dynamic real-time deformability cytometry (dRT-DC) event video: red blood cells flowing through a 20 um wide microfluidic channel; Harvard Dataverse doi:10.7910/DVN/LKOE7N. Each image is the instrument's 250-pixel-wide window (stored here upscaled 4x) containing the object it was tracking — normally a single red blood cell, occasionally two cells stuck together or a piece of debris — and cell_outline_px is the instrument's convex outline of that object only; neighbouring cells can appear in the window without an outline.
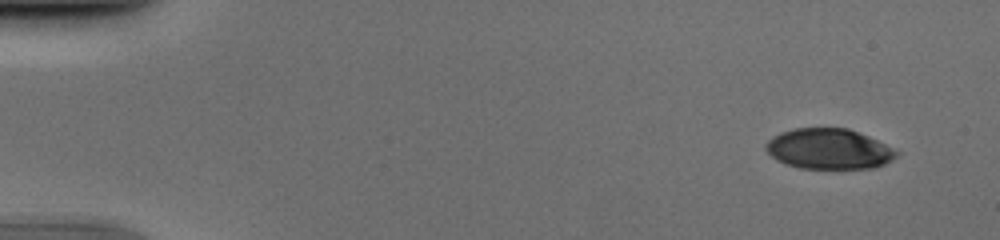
{"species": "human", "species_latin": "Homo sapiens", "temperature_condition": "cold", "stored_images_in_passage": 53, "camera_frame_rate_fps": 3000, "um_per_image_px": 0.085, "donor": {"sex": "male"}, "frame": {"image": 1, "passage_image": 4, "time_ms": 1.0, "image_size_px": [1000, 240], "cell_outline_px": [[900, 152], [892, 160], [876, 168], [800, 168], [784, 164], [776, 160], [764, 148], [764, 144], [772, 136], [780, 132], [792, 128], [848, 128], [868, 136]], "centroid_in_image_um": [70.41, 12.66], "position_along_channel_um": 14.6, "area_um2": 30.87}}
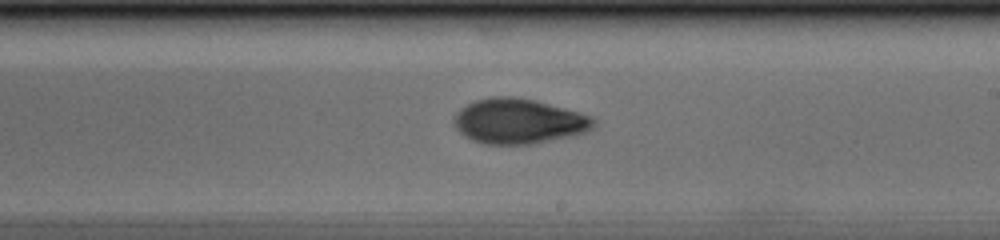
{"frame": {"image": 2, "passage_image": 32, "time_ms": 10.333, "image_size_px": [1000, 240], "cell_outline_px": [[596, 124], [588, 132], [572, 136], [532, 144], [484, 144], [472, 140], [464, 136], [456, 128], [452, 120], [456, 112], [460, 108], [476, 100], [492, 96], [512, 96], [536, 100], [580, 112], [592, 116], [596, 120]], "centroid_in_image_um": [44.1, 10.3], "position_along_channel_um": 244.9, "area_um2": 37.05}}
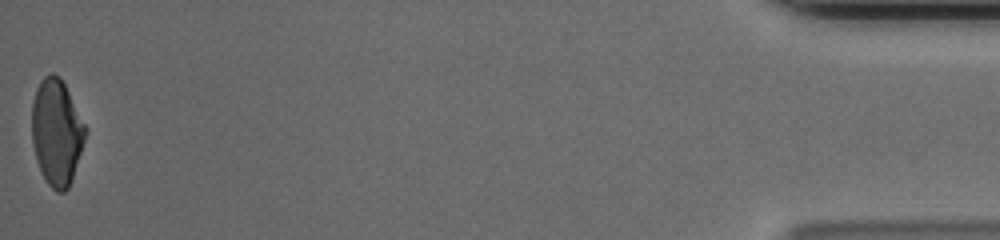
{"frame": {"image": 3, "passage_image": 53, "time_ms": 17.333, "image_size_px": [1000, 240], "cell_outline_px": [[88, 128], [72, 180], [68, 188], [64, 192], [56, 192], [44, 180], [40, 172], [36, 160], [32, 144], [32, 100], [36, 88], [40, 80], [44, 76], [52, 72], [60, 76]], "centroid_in_image_um": [4.8, 11.23], "position_along_channel_um": 430.4, "area_um2": 33.52}}